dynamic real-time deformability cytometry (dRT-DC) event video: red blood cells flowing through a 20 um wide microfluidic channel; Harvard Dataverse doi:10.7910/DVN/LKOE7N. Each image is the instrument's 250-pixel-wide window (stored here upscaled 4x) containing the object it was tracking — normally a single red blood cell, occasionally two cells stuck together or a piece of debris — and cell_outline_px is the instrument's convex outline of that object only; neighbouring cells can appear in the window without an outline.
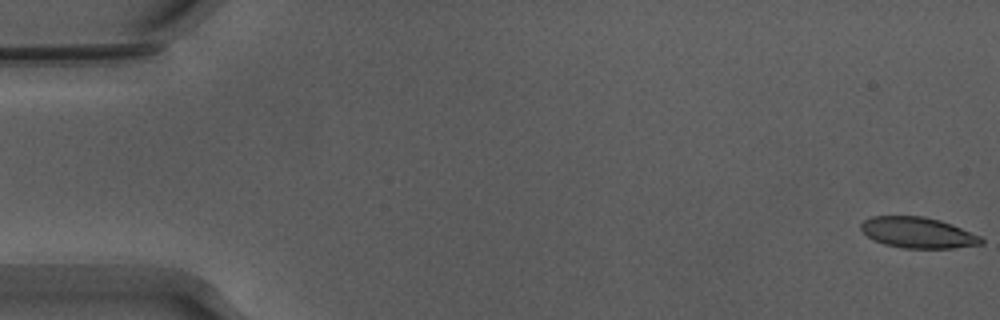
{"species": "Egyptian fruit bat (a non-hibernating species)", "species_latin": "Rousettus aegyptiacus", "temperature_condition": "warm", "stored_images_in_passage": 18, "camera_frame_rate_fps": 3000, "um_per_image_px": 0.085, "animal": {"sex": "male"}, "frame": {"image": 1, "passage_image": 1, "time_ms": 0.0, "image_size_px": [1000, 320], "cell_outline_px": [[984, 244], [952, 248], [904, 248], [884, 244], [872, 240], [860, 228], [860, 224], [864, 220], [872, 216], [924, 216], [940, 220], [952, 224], [980, 236], [984, 240]], "centroid_in_image_um": [78.02, 19.77], "position_along_channel_um": 7.0, "area_um2": 21.68}}
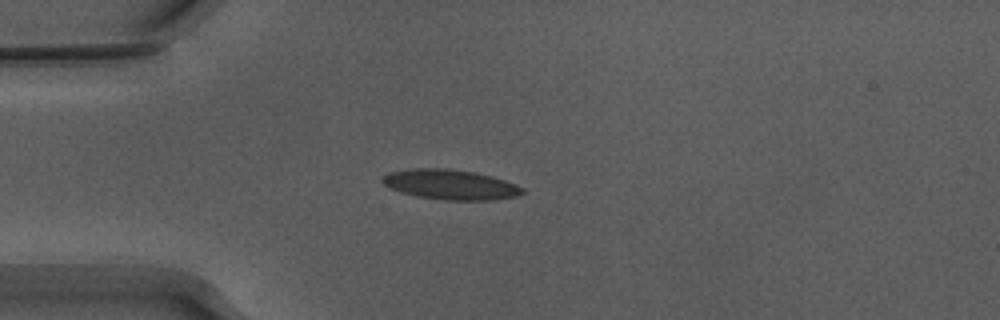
{"frame": {"image": 2, "passage_image": 15, "time_ms": 4.667, "image_size_px": [1000, 320], "cell_outline_px": [[524, 192], [516, 196], [492, 200], [444, 200], [416, 196], [400, 192], [384, 184], [380, 180], [384, 176], [392, 172], [412, 168], [448, 168], [476, 172], [492, 176], [516, 184], [524, 188]], "centroid_in_image_um": [38.31, 15.68], "position_along_channel_um": 46.7, "area_um2": 24.45}}